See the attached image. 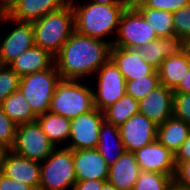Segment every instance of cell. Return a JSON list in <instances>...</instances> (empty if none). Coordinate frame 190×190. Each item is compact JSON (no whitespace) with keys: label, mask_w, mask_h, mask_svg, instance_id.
<instances>
[{"label":"cell","mask_w":190,"mask_h":190,"mask_svg":"<svg viewBox=\"0 0 190 190\" xmlns=\"http://www.w3.org/2000/svg\"><path fill=\"white\" fill-rule=\"evenodd\" d=\"M111 44L76 31L54 57L61 79L88 81L110 59ZM88 79V80H87Z\"/></svg>","instance_id":"6da1fadb"},{"label":"cell","mask_w":190,"mask_h":190,"mask_svg":"<svg viewBox=\"0 0 190 190\" xmlns=\"http://www.w3.org/2000/svg\"><path fill=\"white\" fill-rule=\"evenodd\" d=\"M71 7L76 32L113 44L126 5H105L78 0L73 2Z\"/></svg>","instance_id":"7a4b0ae2"},{"label":"cell","mask_w":190,"mask_h":190,"mask_svg":"<svg viewBox=\"0 0 190 190\" xmlns=\"http://www.w3.org/2000/svg\"><path fill=\"white\" fill-rule=\"evenodd\" d=\"M32 27L35 45L55 57L75 31L71 4L66 3L62 8L32 22Z\"/></svg>","instance_id":"3957f363"},{"label":"cell","mask_w":190,"mask_h":190,"mask_svg":"<svg viewBox=\"0 0 190 190\" xmlns=\"http://www.w3.org/2000/svg\"><path fill=\"white\" fill-rule=\"evenodd\" d=\"M86 82L61 79L56 85L49 112L72 120L94 109L93 89Z\"/></svg>","instance_id":"277c9868"},{"label":"cell","mask_w":190,"mask_h":190,"mask_svg":"<svg viewBox=\"0 0 190 190\" xmlns=\"http://www.w3.org/2000/svg\"><path fill=\"white\" fill-rule=\"evenodd\" d=\"M76 182L73 151L70 148L56 147L40 162L38 190H73Z\"/></svg>","instance_id":"5b68a950"},{"label":"cell","mask_w":190,"mask_h":190,"mask_svg":"<svg viewBox=\"0 0 190 190\" xmlns=\"http://www.w3.org/2000/svg\"><path fill=\"white\" fill-rule=\"evenodd\" d=\"M60 80L55 64L50 69L20 77L19 89L37 116L49 111L52 96Z\"/></svg>","instance_id":"8992f818"},{"label":"cell","mask_w":190,"mask_h":190,"mask_svg":"<svg viewBox=\"0 0 190 190\" xmlns=\"http://www.w3.org/2000/svg\"><path fill=\"white\" fill-rule=\"evenodd\" d=\"M0 24L10 26L3 36L1 34L2 39H0V65H8L13 59L35 45L34 31L32 22L17 21L5 13H0Z\"/></svg>","instance_id":"52a82bcc"},{"label":"cell","mask_w":190,"mask_h":190,"mask_svg":"<svg viewBox=\"0 0 190 190\" xmlns=\"http://www.w3.org/2000/svg\"><path fill=\"white\" fill-rule=\"evenodd\" d=\"M93 89L94 106L103 112L118 101L125 93L126 80L117 66L109 59L96 72ZM94 86V87H93Z\"/></svg>","instance_id":"ba28073f"},{"label":"cell","mask_w":190,"mask_h":190,"mask_svg":"<svg viewBox=\"0 0 190 190\" xmlns=\"http://www.w3.org/2000/svg\"><path fill=\"white\" fill-rule=\"evenodd\" d=\"M157 37L154 29L148 25L137 11L127 8L123 11L118 25V31L112 46L138 49Z\"/></svg>","instance_id":"9c48e42d"},{"label":"cell","mask_w":190,"mask_h":190,"mask_svg":"<svg viewBox=\"0 0 190 190\" xmlns=\"http://www.w3.org/2000/svg\"><path fill=\"white\" fill-rule=\"evenodd\" d=\"M56 147L42 131L37 121L17 127L14 153L30 160L42 162Z\"/></svg>","instance_id":"30bf717a"},{"label":"cell","mask_w":190,"mask_h":190,"mask_svg":"<svg viewBox=\"0 0 190 190\" xmlns=\"http://www.w3.org/2000/svg\"><path fill=\"white\" fill-rule=\"evenodd\" d=\"M103 121V112L96 107L72 119L71 134L66 147L71 150L97 148L99 131Z\"/></svg>","instance_id":"8fae6325"},{"label":"cell","mask_w":190,"mask_h":190,"mask_svg":"<svg viewBox=\"0 0 190 190\" xmlns=\"http://www.w3.org/2000/svg\"><path fill=\"white\" fill-rule=\"evenodd\" d=\"M157 126L143 114H135L119 126L125 151L135 152L157 140Z\"/></svg>","instance_id":"7c38bea8"},{"label":"cell","mask_w":190,"mask_h":190,"mask_svg":"<svg viewBox=\"0 0 190 190\" xmlns=\"http://www.w3.org/2000/svg\"><path fill=\"white\" fill-rule=\"evenodd\" d=\"M140 171L175 175V155L158 140L134 152Z\"/></svg>","instance_id":"4fadbf2b"},{"label":"cell","mask_w":190,"mask_h":190,"mask_svg":"<svg viewBox=\"0 0 190 190\" xmlns=\"http://www.w3.org/2000/svg\"><path fill=\"white\" fill-rule=\"evenodd\" d=\"M173 98V90L160 84L146 97L138 100L139 113L160 125L173 116Z\"/></svg>","instance_id":"5bb4252c"},{"label":"cell","mask_w":190,"mask_h":190,"mask_svg":"<svg viewBox=\"0 0 190 190\" xmlns=\"http://www.w3.org/2000/svg\"><path fill=\"white\" fill-rule=\"evenodd\" d=\"M110 60L117 66L126 81L147 75H158L157 70L143 59L137 49L111 45Z\"/></svg>","instance_id":"9a60e30c"},{"label":"cell","mask_w":190,"mask_h":190,"mask_svg":"<svg viewBox=\"0 0 190 190\" xmlns=\"http://www.w3.org/2000/svg\"><path fill=\"white\" fill-rule=\"evenodd\" d=\"M72 151L77 181H107L109 165L102 158L97 148Z\"/></svg>","instance_id":"2e32d148"},{"label":"cell","mask_w":190,"mask_h":190,"mask_svg":"<svg viewBox=\"0 0 190 190\" xmlns=\"http://www.w3.org/2000/svg\"><path fill=\"white\" fill-rule=\"evenodd\" d=\"M2 174L7 178L33 187L40 186V162L27 159L10 150L3 164Z\"/></svg>","instance_id":"e0dca14e"},{"label":"cell","mask_w":190,"mask_h":190,"mask_svg":"<svg viewBox=\"0 0 190 190\" xmlns=\"http://www.w3.org/2000/svg\"><path fill=\"white\" fill-rule=\"evenodd\" d=\"M65 4V0H15L5 14L17 21L34 22Z\"/></svg>","instance_id":"ac0fdd59"},{"label":"cell","mask_w":190,"mask_h":190,"mask_svg":"<svg viewBox=\"0 0 190 190\" xmlns=\"http://www.w3.org/2000/svg\"><path fill=\"white\" fill-rule=\"evenodd\" d=\"M143 59L156 70L167 57L183 53V38L176 35L156 38L137 49Z\"/></svg>","instance_id":"d6986e66"},{"label":"cell","mask_w":190,"mask_h":190,"mask_svg":"<svg viewBox=\"0 0 190 190\" xmlns=\"http://www.w3.org/2000/svg\"><path fill=\"white\" fill-rule=\"evenodd\" d=\"M54 64V56H52L47 50L34 45L20 54L17 58L13 59L8 66L19 77H22L50 69Z\"/></svg>","instance_id":"ffe728a7"},{"label":"cell","mask_w":190,"mask_h":190,"mask_svg":"<svg viewBox=\"0 0 190 190\" xmlns=\"http://www.w3.org/2000/svg\"><path fill=\"white\" fill-rule=\"evenodd\" d=\"M140 173L139 165L133 152L123 155L109 166L107 181L119 190H132Z\"/></svg>","instance_id":"44dd1931"},{"label":"cell","mask_w":190,"mask_h":190,"mask_svg":"<svg viewBox=\"0 0 190 190\" xmlns=\"http://www.w3.org/2000/svg\"><path fill=\"white\" fill-rule=\"evenodd\" d=\"M36 121L55 147L67 146L71 134L70 119L48 111L37 116Z\"/></svg>","instance_id":"7402d4cb"},{"label":"cell","mask_w":190,"mask_h":190,"mask_svg":"<svg viewBox=\"0 0 190 190\" xmlns=\"http://www.w3.org/2000/svg\"><path fill=\"white\" fill-rule=\"evenodd\" d=\"M97 149L109 166L123 155L125 148L118 126L103 121L99 131Z\"/></svg>","instance_id":"603a6c76"},{"label":"cell","mask_w":190,"mask_h":190,"mask_svg":"<svg viewBox=\"0 0 190 190\" xmlns=\"http://www.w3.org/2000/svg\"><path fill=\"white\" fill-rule=\"evenodd\" d=\"M190 134V125L174 116L157 126V140L174 155Z\"/></svg>","instance_id":"cb8c5ba5"},{"label":"cell","mask_w":190,"mask_h":190,"mask_svg":"<svg viewBox=\"0 0 190 190\" xmlns=\"http://www.w3.org/2000/svg\"><path fill=\"white\" fill-rule=\"evenodd\" d=\"M189 66L190 60L184 52L177 56L167 57L157 69L160 84L174 90L187 73Z\"/></svg>","instance_id":"d4e9b609"},{"label":"cell","mask_w":190,"mask_h":190,"mask_svg":"<svg viewBox=\"0 0 190 190\" xmlns=\"http://www.w3.org/2000/svg\"><path fill=\"white\" fill-rule=\"evenodd\" d=\"M0 107L17 126L36 121L37 115L32 111L20 89L4 99Z\"/></svg>","instance_id":"484cf974"},{"label":"cell","mask_w":190,"mask_h":190,"mask_svg":"<svg viewBox=\"0 0 190 190\" xmlns=\"http://www.w3.org/2000/svg\"><path fill=\"white\" fill-rule=\"evenodd\" d=\"M138 113V100L126 93L103 111L104 120L118 127Z\"/></svg>","instance_id":"4316f807"},{"label":"cell","mask_w":190,"mask_h":190,"mask_svg":"<svg viewBox=\"0 0 190 190\" xmlns=\"http://www.w3.org/2000/svg\"><path fill=\"white\" fill-rule=\"evenodd\" d=\"M149 26H151L157 37L163 38L175 35L173 24V13L164 10L152 9L147 6L137 9Z\"/></svg>","instance_id":"83f0119b"},{"label":"cell","mask_w":190,"mask_h":190,"mask_svg":"<svg viewBox=\"0 0 190 190\" xmlns=\"http://www.w3.org/2000/svg\"><path fill=\"white\" fill-rule=\"evenodd\" d=\"M174 176L151 171H140L132 190H167L174 182Z\"/></svg>","instance_id":"f1b7e54d"},{"label":"cell","mask_w":190,"mask_h":190,"mask_svg":"<svg viewBox=\"0 0 190 190\" xmlns=\"http://www.w3.org/2000/svg\"><path fill=\"white\" fill-rule=\"evenodd\" d=\"M160 85L159 75H147L135 80L126 81V94L136 100H140L148 93Z\"/></svg>","instance_id":"f546056e"},{"label":"cell","mask_w":190,"mask_h":190,"mask_svg":"<svg viewBox=\"0 0 190 190\" xmlns=\"http://www.w3.org/2000/svg\"><path fill=\"white\" fill-rule=\"evenodd\" d=\"M20 77L8 66L0 65V105L11 93L19 89Z\"/></svg>","instance_id":"4dcf8cb0"},{"label":"cell","mask_w":190,"mask_h":190,"mask_svg":"<svg viewBox=\"0 0 190 190\" xmlns=\"http://www.w3.org/2000/svg\"><path fill=\"white\" fill-rule=\"evenodd\" d=\"M175 35L180 38L190 36V4L173 13Z\"/></svg>","instance_id":"1f68e13d"},{"label":"cell","mask_w":190,"mask_h":190,"mask_svg":"<svg viewBox=\"0 0 190 190\" xmlns=\"http://www.w3.org/2000/svg\"><path fill=\"white\" fill-rule=\"evenodd\" d=\"M17 127L0 107V144L11 149L16 138Z\"/></svg>","instance_id":"d6a6232c"},{"label":"cell","mask_w":190,"mask_h":190,"mask_svg":"<svg viewBox=\"0 0 190 190\" xmlns=\"http://www.w3.org/2000/svg\"><path fill=\"white\" fill-rule=\"evenodd\" d=\"M173 116L190 125V93H174Z\"/></svg>","instance_id":"836d02e7"},{"label":"cell","mask_w":190,"mask_h":190,"mask_svg":"<svg viewBox=\"0 0 190 190\" xmlns=\"http://www.w3.org/2000/svg\"><path fill=\"white\" fill-rule=\"evenodd\" d=\"M188 4H190L188 0H151L147 7L174 13Z\"/></svg>","instance_id":"e575fe53"},{"label":"cell","mask_w":190,"mask_h":190,"mask_svg":"<svg viewBox=\"0 0 190 190\" xmlns=\"http://www.w3.org/2000/svg\"><path fill=\"white\" fill-rule=\"evenodd\" d=\"M174 182L178 186L190 190V161L181 162L176 167Z\"/></svg>","instance_id":"d590c367"},{"label":"cell","mask_w":190,"mask_h":190,"mask_svg":"<svg viewBox=\"0 0 190 190\" xmlns=\"http://www.w3.org/2000/svg\"><path fill=\"white\" fill-rule=\"evenodd\" d=\"M0 190H35L29 185H25L22 182L7 178L0 173Z\"/></svg>","instance_id":"8d00e7d4"},{"label":"cell","mask_w":190,"mask_h":190,"mask_svg":"<svg viewBox=\"0 0 190 190\" xmlns=\"http://www.w3.org/2000/svg\"><path fill=\"white\" fill-rule=\"evenodd\" d=\"M186 161H190V134L175 154L176 167Z\"/></svg>","instance_id":"74e56055"},{"label":"cell","mask_w":190,"mask_h":190,"mask_svg":"<svg viewBox=\"0 0 190 190\" xmlns=\"http://www.w3.org/2000/svg\"><path fill=\"white\" fill-rule=\"evenodd\" d=\"M105 182L100 180L77 181L73 190H101Z\"/></svg>","instance_id":"f35d334b"},{"label":"cell","mask_w":190,"mask_h":190,"mask_svg":"<svg viewBox=\"0 0 190 190\" xmlns=\"http://www.w3.org/2000/svg\"><path fill=\"white\" fill-rule=\"evenodd\" d=\"M174 93H190V66L187 73L180 81L179 85L173 90Z\"/></svg>","instance_id":"ab89813d"},{"label":"cell","mask_w":190,"mask_h":190,"mask_svg":"<svg viewBox=\"0 0 190 190\" xmlns=\"http://www.w3.org/2000/svg\"><path fill=\"white\" fill-rule=\"evenodd\" d=\"M150 1L151 0H125V3L127 8L137 10L139 8L147 6Z\"/></svg>","instance_id":"60d3db41"},{"label":"cell","mask_w":190,"mask_h":190,"mask_svg":"<svg viewBox=\"0 0 190 190\" xmlns=\"http://www.w3.org/2000/svg\"><path fill=\"white\" fill-rule=\"evenodd\" d=\"M10 149L3 144H0V173H2L3 164Z\"/></svg>","instance_id":"b9f144b4"},{"label":"cell","mask_w":190,"mask_h":190,"mask_svg":"<svg viewBox=\"0 0 190 190\" xmlns=\"http://www.w3.org/2000/svg\"><path fill=\"white\" fill-rule=\"evenodd\" d=\"M89 1L105 5H126L125 0H89Z\"/></svg>","instance_id":"7bdbcfd3"},{"label":"cell","mask_w":190,"mask_h":190,"mask_svg":"<svg viewBox=\"0 0 190 190\" xmlns=\"http://www.w3.org/2000/svg\"><path fill=\"white\" fill-rule=\"evenodd\" d=\"M183 52L190 60V36L183 38Z\"/></svg>","instance_id":"ee69618b"},{"label":"cell","mask_w":190,"mask_h":190,"mask_svg":"<svg viewBox=\"0 0 190 190\" xmlns=\"http://www.w3.org/2000/svg\"><path fill=\"white\" fill-rule=\"evenodd\" d=\"M11 6V0H0V13H5Z\"/></svg>","instance_id":"f6af8a7d"},{"label":"cell","mask_w":190,"mask_h":190,"mask_svg":"<svg viewBox=\"0 0 190 190\" xmlns=\"http://www.w3.org/2000/svg\"><path fill=\"white\" fill-rule=\"evenodd\" d=\"M101 190H119L117 189L113 184L109 183L108 181H106L103 185Z\"/></svg>","instance_id":"bcb514c9"},{"label":"cell","mask_w":190,"mask_h":190,"mask_svg":"<svg viewBox=\"0 0 190 190\" xmlns=\"http://www.w3.org/2000/svg\"><path fill=\"white\" fill-rule=\"evenodd\" d=\"M167 190H188V189L180 187L175 182H173Z\"/></svg>","instance_id":"7dc6e473"},{"label":"cell","mask_w":190,"mask_h":190,"mask_svg":"<svg viewBox=\"0 0 190 190\" xmlns=\"http://www.w3.org/2000/svg\"><path fill=\"white\" fill-rule=\"evenodd\" d=\"M65 1H66V3H68V4H72L73 2L78 1V0H65Z\"/></svg>","instance_id":"c3c4849f"}]
</instances>
